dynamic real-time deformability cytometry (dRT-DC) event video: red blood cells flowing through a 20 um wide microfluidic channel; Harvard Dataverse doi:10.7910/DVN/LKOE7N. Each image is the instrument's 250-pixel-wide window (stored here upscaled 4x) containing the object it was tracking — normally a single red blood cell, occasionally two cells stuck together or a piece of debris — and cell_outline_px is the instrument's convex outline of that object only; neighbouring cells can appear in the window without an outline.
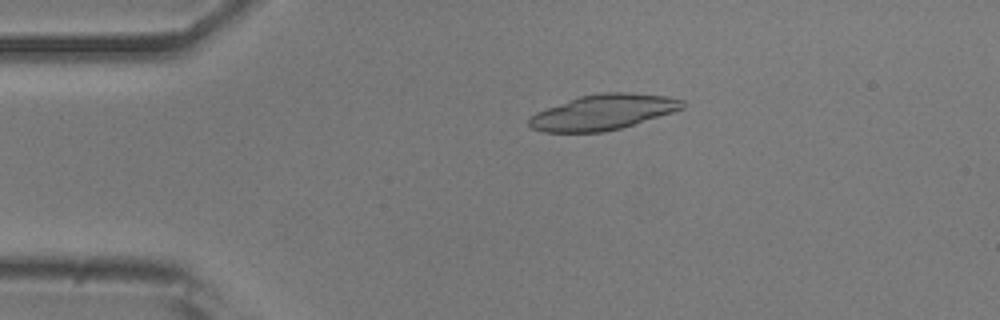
{"species": "common noctule bat (a hibernating species)", "species_latin": "Nyctalus noctula", "temperature_condition": "room temperature", "stored_images_in_passage": 49, "camera_frame_rate_fps": 3000, "um_per_image_px": 0.085, "animal": {"sex": "male", "body_mass_g": 20.5, "forearm_length_mm": 52.5}, "frame": {"image": 1, "passage_image": 8, "time_ms": 2.333, "image_size_px": [1000, 320], "cell_outline_px": [[684, 108], [672, 112], [620, 128], [604, 132], [544, 132], [532, 128], [528, 124], [528, 116], [536, 112], [580, 96], [600, 92], [628, 92], [668, 96], [684, 100]], "centroid_in_image_um": [51.25, 9.53], "position_along_channel_um": 33.8, "area_um2": 31.44}}